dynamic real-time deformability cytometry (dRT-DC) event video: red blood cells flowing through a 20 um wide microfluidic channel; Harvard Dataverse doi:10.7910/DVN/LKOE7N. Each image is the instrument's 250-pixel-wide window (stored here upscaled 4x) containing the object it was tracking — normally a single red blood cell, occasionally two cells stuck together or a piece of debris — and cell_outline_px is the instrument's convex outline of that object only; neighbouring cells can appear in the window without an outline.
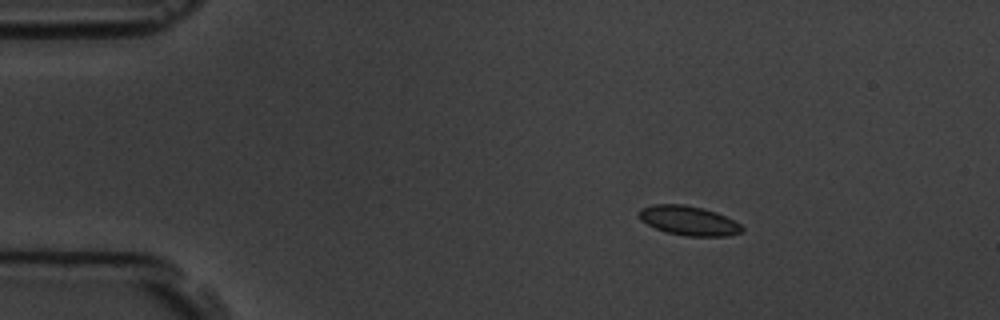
{"species": "common noctule bat (a hibernating species)", "species_latin": "Nyctalus noctula", "temperature_condition": "room temperature", "stored_images_in_passage": 2, "camera_frame_rate_fps": 3000, "um_per_image_px": 0.085, "animal": {"sex": "male", "body_mass_g": 19.5, "forearm_length_mm": 54.6}, "frame": {"image": 1, "passage_image": 1, "time_ms": 0.0, "image_size_px": [1000, 320], "cell_outline_px": [[744, 228], [740, 232], [728, 236], [688, 236], [668, 232], [656, 228], [640, 220], [640, 208], [652, 204], [684, 204], [716, 212], [740, 224]], "centroid_in_image_um": [58.52, 18.75], "position_along_channel_um": 26.5, "area_um2": 17.34}}